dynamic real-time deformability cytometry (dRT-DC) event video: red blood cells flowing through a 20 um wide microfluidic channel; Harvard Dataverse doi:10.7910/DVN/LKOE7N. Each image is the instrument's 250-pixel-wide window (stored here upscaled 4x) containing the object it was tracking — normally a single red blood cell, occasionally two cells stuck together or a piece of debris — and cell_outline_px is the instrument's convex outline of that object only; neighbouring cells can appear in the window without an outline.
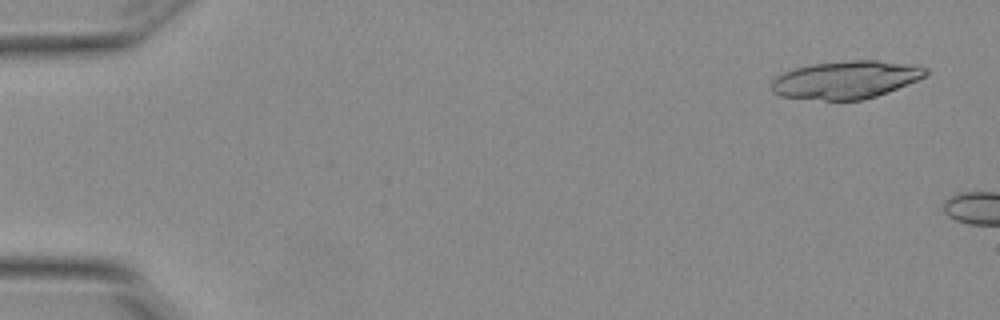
{"species": "Egyptian fruit bat (a non-hibernating species)", "species_latin": "Rousettus aegyptiacus", "temperature_condition": "warm", "stored_images_in_passage": 2, "camera_frame_rate_fps": 3000, "um_per_image_px": 0.085, "animal": {"sex": "female"}, "frame": {"image": 1, "passage_image": 1, "time_ms": 0.0, "image_size_px": [1000, 320], "cell_outline_px": [[928, 76], [876, 96], [860, 100], [824, 100], [780, 96], [772, 92], [772, 80], [776, 76], [784, 72], [796, 68], [812, 64], [852, 60], [880, 60], [916, 64], [928, 68]], "centroid_in_image_um": [71.95, 6.77], "position_along_channel_um": 13.0, "area_um2": 34.1}}